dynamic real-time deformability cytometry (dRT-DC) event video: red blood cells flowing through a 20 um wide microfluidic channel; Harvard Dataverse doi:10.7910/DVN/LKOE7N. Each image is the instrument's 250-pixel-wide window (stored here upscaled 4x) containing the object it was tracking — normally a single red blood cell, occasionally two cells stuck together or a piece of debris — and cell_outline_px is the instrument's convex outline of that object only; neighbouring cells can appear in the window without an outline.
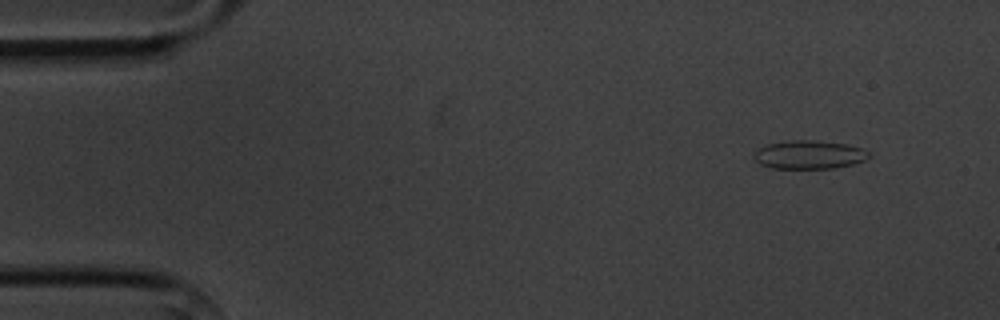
{"species": "common noctule bat (a hibernating species)", "species_latin": "Nyctalus noctula", "temperature_condition": "cold", "stored_images_in_passage": 6, "camera_frame_rate_fps": 3000, "um_per_image_px": 0.085, "animal": {"sex": "male", "body_mass_g": 20.1, "forearm_length_mm": 53.5}, "frame": {"image": 1, "passage_image": 2, "time_ms": 1.0, "image_size_px": [1000, 320], "cell_outline_px": [[872, 156], [864, 160], [852, 164], [836, 168], [772, 168], [760, 164], [756, 160], [756, 152], [760, 148], [768, 144], [792, 140], [816, 140], [844, 144], [860, 148], [868, 152]], "centroid_in_image_um": [68.81, 13.15], "position_along_channel_um": 16.2, "area_um2": 18.73}}
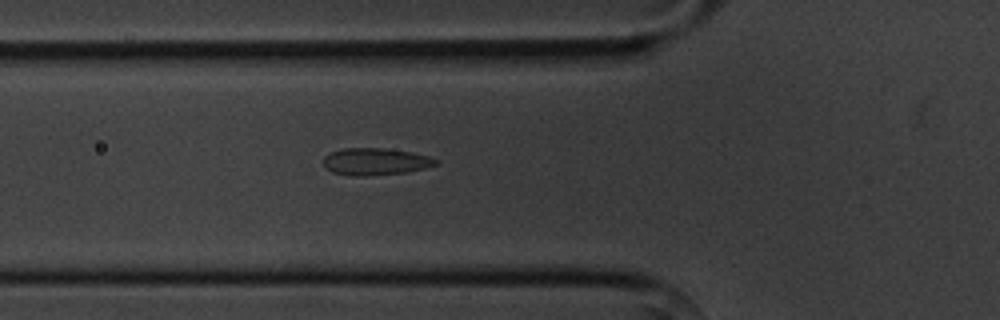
{"frame": {"image": 2, "passage_image": 6, "time_ms": 5.667, "image_size_px": [1000, 320], "cell_outline_px": [[440, 164], [408, 172], [364, 176], [352, 176], [332, 172], [324, 168], [324, 156], [328, 152], [344, 148], [384, 148], [412, 152], [428, 156], [436, 160]], "centroid_in_image_um": [31.88, 13.73], "position_along_channel_um": 93.9, "area_um2": 17.86}}